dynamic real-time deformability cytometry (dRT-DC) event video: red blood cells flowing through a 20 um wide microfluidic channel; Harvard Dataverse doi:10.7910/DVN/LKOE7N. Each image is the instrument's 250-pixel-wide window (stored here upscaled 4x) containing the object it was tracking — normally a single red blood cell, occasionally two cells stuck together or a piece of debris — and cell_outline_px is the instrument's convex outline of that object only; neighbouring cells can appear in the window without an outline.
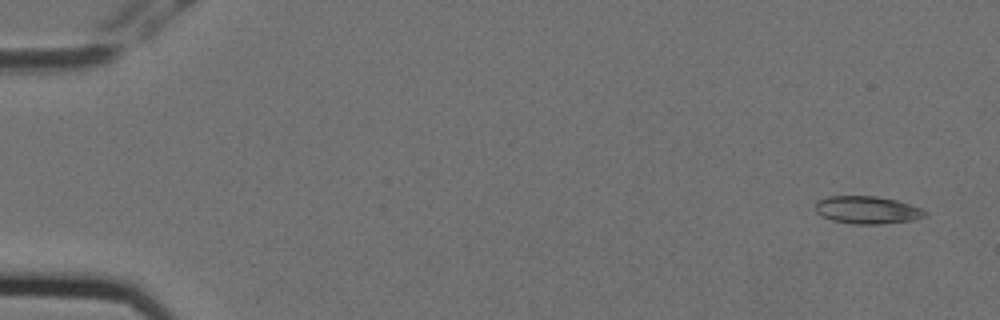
{"species": "Egyptian fruit bat (a non-hibernating species)", "species_latin": "Rousettus aegyptiacus", "temperature_condition": "cold", "stored_images_in_passage": 6, "camera_frame_rate_fps": 3000, "um_per_image_px": 0.085, "animal": {"sex": "female"}, "frame": {"image": 1, "passage_image": 1, "time_ms": 0.0, "image_size_px": [1000, 320], "cell_outline_px": [[928, 216], [912, 220], [884, 224], [852, 224], [832, 220], [820, 216], [816, 212], [816, 200], [828, 196], [876, 196], [896, 200], [912, 204], [924, 208], [928, 212]], "centroid_in_image_um": [73.75, 17.85], "position_along_channel_um": 11.2, "area_um2": 18.03}}